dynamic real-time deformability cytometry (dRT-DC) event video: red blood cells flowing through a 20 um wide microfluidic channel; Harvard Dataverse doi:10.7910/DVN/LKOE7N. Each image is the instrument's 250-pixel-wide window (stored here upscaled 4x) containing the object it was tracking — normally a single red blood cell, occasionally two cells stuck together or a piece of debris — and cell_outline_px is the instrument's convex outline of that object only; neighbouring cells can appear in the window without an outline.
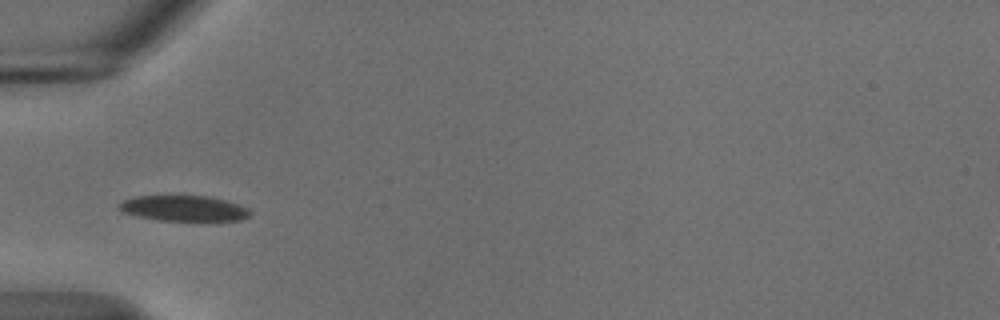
{"species": "common noctule bat (a hibernating species)", "species_latin": "Nyctalus noctula", "temperature_condition": "cold", "stored_images_in_passage": 37, "camera_frame_rate_fps": 3000, "um_per_image_px": 0.085, "animal": {"sex": "male", "body_mass_g": 18.8}, "frame": {"image": 1, "passage_image": 1, "time_ms": 0.0, "image_size_px": [1000, 320], "cell_outline_px": [[252, 212], [248, 216], [240, 220], [160, 220], [140, 216], [124, 212], [116, 208], [116, 204], [120, 200], [136, 196], [208, 196], [224, 200], [248, 208]], "centroid_in_image_um": [15.56, 17.69], "position_along_channel_um": 69.4, "area_um2": 19.31}}
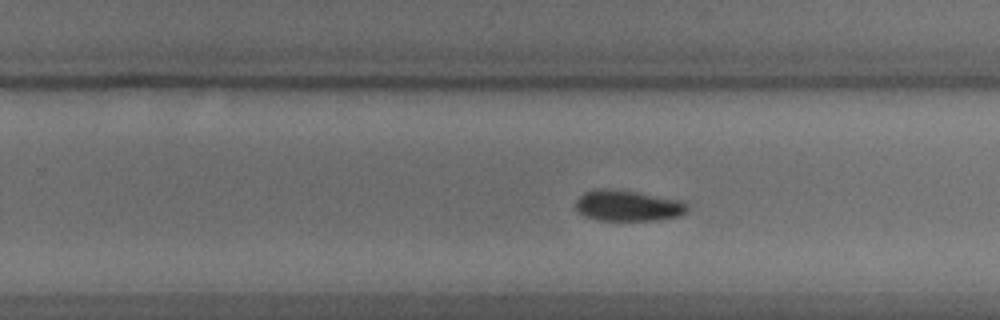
{"frame": {"image": 2, "passage_image": 18, "time_ms": 5.667, "image_size_px": [1000, 320], "cell_outline_px": [[688, 208], [680, 216], [656, 220], [600, 220], [584, 216], [576, 208], [576, 200], [584, 192], [596, 188], [608, 188], [636, 192], [684, 200], [688, 204]], "centroid_in_image_um": [53.38, 17.47], "position_along_channel_um": 276.4, "area_um2": 20.17}}
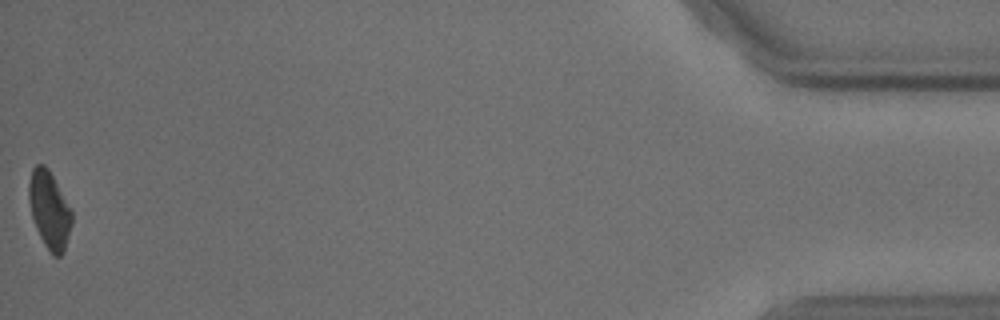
{"frame": {"image": 3, "passage_image": 37, "time_ms": 12.0, "image_size_px": [1000, 320], "cell_outline_px": [[72, 224], [64, 252], [60, 256], [52, 256], [44, 244], [36, 228], [32, 216], [28, 200], [28, 184], [32, 168], [36, 164], [44, 164], [48, 168], [72, 208]], "centroid_in_image_um": [4.2, 17.83], "position_along_channel_um": 431.0, "area_um2": 19.65}, "authors_computed_cell_mechanics": {"area_um2": 20.1722, "velocity_mm_per_s": 3.6799, "shape_relaxation_time_tau1_ms": 5.2167, "shape_relaxation_time_tau2_ms": null, "deformation_change_tau1": 0.173, "deformation_change_tau2": null}}